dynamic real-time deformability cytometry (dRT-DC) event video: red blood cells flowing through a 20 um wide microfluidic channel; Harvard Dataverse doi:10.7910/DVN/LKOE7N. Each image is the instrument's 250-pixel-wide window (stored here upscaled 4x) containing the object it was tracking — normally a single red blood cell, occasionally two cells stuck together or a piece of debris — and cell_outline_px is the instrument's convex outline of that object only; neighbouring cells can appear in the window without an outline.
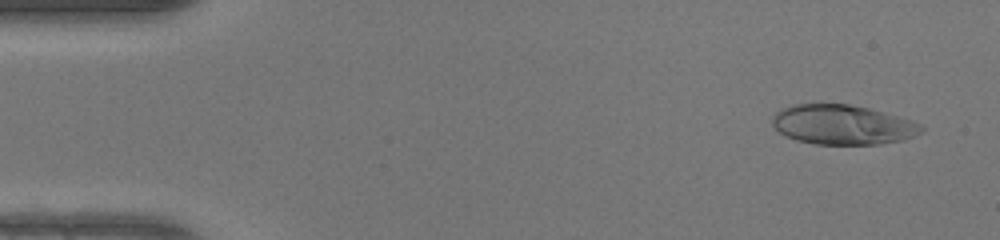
{"species": "human", "species_latin": "Homo sapiens", "temperature_condition": "warm", "stored_images_in_passage": 48, "camera_frame_rate_fps": 3000, "um_per_image_px": 0.085, "donor": {"sex": "female"}, "frame": {"image": 1, "passage_image": 3, "time_ms": 0.667, "image_size_px": [1000, 240], "cell_outline_px": [[924, 132], [916, 136], [904, 140], [880, 144], [816, 144], [796, 140], [780, 132], [772, 124], [772, 116], [780, 108], [792, 104], [848, 104], [868, 108], [884, 112], [912, 120], [920, 124], [924, 128]], "centroid_in_image_um": [71.65, 10.6], "position_along_channel_um": 13.4, "area_um2": 34.62}}
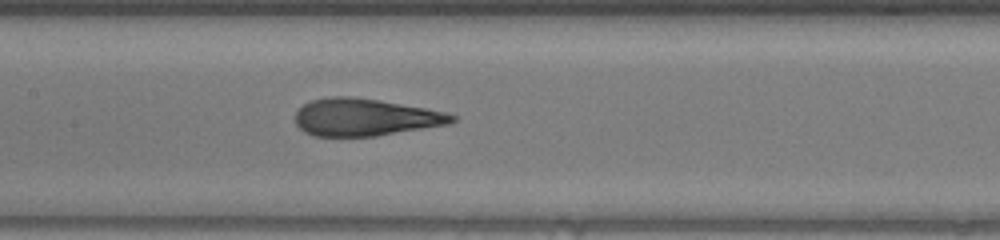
{"frame": {"image": 2, "passage_image": 23, "time_ms": 7.333, "image_size_px": [1000, 240], "cell_outline_px": [[456, 120], [452, 124], [376, 136], [316, 136], [304, 132], [296, 124], [296, 112], [304, 104], [312, 100], [328, 96], [352, 96], [380, 100], [448, 112], [456, 116]], "centroid_in_image_um": [31.07, 9.96], "position_along_channel_um": 176.3, "area_um2": 34.28}}
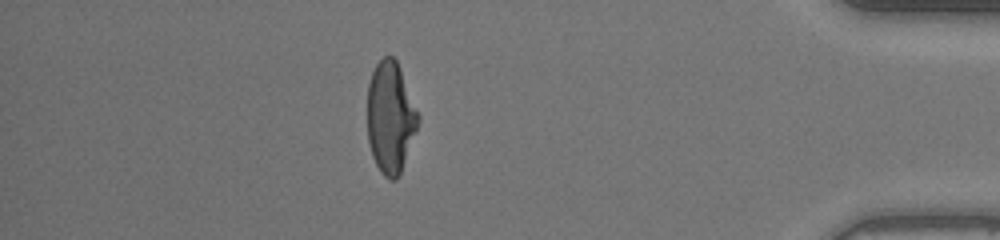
{"frame": {"image": 3, "passage_image": 42, "time_ms": 13.667, "image_size_px": [1000, 240], "cell_outline_px": [[420, 120], [400, 176], [396, 180], [388, 180], [380, 172], [372, 156], [368, 140], [368, 84], [372, 72], [376, 64], [384, 56], [392, 56], [396, 60], [400, 68], [420, 116]], "centroid_in_image_um": [33.19, 10.02], "position_along_channel_um": 402.0, "area_um2": 33.12}, "authors_computed_cell_mechanics": {"area_um2": 34.5066, "velocity_mm_per_s": 4.2877, "shape_relaxation_time_tau1_ms": 10.643, "shape_relaxation_time_tau2_ms": 0.8248, "deformation_change_tau1": 0.3857, "deformation_change_tau2": 0.0873}}